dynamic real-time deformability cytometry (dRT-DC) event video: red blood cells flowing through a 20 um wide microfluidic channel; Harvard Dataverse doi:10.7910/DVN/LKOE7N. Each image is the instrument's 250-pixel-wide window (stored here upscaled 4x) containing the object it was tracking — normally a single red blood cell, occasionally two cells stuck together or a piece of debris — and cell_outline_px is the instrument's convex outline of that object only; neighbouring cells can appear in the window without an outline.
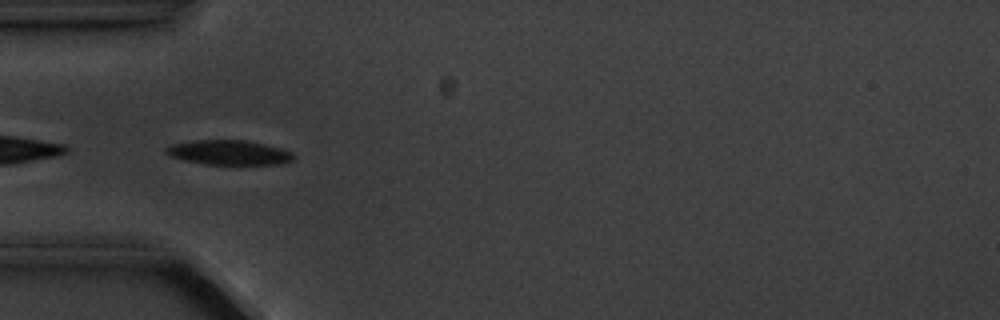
{"species": "common noctule bat (a hibernating species)", "species_latin": "Nyctalus noctula", "temperature_condition": "cold", "stored_images_in_passage": 8, "camera_frame_rate_fps": 3000, "um_per_image_px": 0.085, "animal": {"sex": "male", "body_mass_g": 20.1, "forearm_length_mm": 53.5}, "frame": {"image": 1, "passage_image": 5, "time_ms": 4.667, "image_size_px": [1000, 320], "cell_outline_px": [[292, 160], [276, 164], [204, 164], [184, 160], [172, 156], [164, 152], [164, 148], [172, 144], [196, 140], [244, 140], [264, 144], [280, 148], [288, 152], [292, 156]], "centroid_in_image_um": [19.37, 12.96], "position_along_channel_um": 65.6, "area_um2": 17.92}}